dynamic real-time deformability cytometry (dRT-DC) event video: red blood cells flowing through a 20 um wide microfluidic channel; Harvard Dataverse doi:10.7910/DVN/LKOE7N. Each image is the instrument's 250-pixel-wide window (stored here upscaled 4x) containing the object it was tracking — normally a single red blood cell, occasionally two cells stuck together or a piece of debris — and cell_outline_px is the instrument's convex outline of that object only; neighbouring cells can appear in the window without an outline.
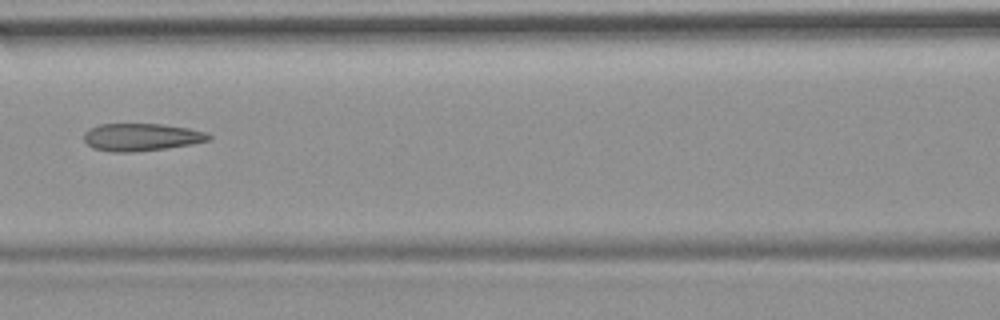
{"species": "common noctule bat (a hibernating species)", "species_latin": "Nyctalus noctula", "temperature_condition": "room temperature", "stored_images_in_passage": 10, "camera_frame_rate_fps": 3000, "um_per_image_px": 0.085, "animal": {"sex": "female", "body_mass_g": 19.9}, "frame": {"image": 1, "passage_image": 7, "time_ms": 7.333, "image_size_px": [1000, 320], "cell_outline_px": [[212, 140], [192, 144], [136, 152], [112, 152], [92, 148], [84, 140], [84, 132], [88, 128], [100, 124], [160, 124], [188, 128], [204, 132], [212, 136]], "centroid_in_image_um": [11.99, 11.66], "position_along_channel_um": 154.6, "area_um2": 20.06}}